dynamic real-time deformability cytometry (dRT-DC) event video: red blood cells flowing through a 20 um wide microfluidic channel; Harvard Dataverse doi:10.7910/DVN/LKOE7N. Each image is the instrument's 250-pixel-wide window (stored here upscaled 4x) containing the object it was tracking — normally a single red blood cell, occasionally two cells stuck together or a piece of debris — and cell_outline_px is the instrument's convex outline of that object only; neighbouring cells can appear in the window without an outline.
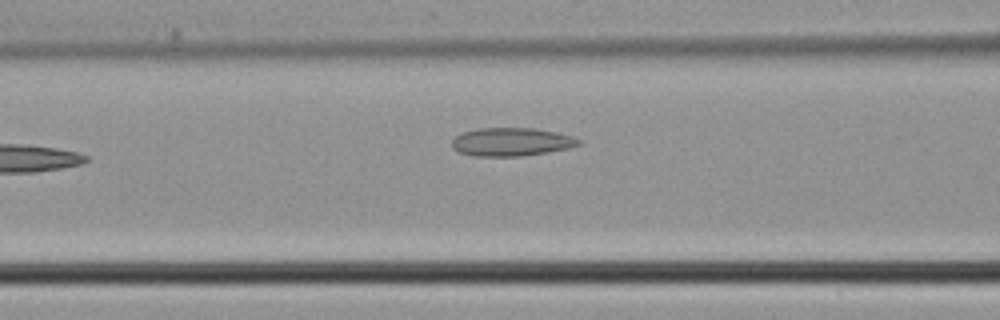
{"species": "common noctule bat (a hibernating species)", "species_latin": "Nyctalus noctula", "temperature_condition": "cold", "stored_images_in_passage": 5, "camera_frame_rate_fps": 3000, "um_per_image_px": 0.085, "animal": {"sex": "male", "body_mass_g": 21.5, "forearm_length_mm": 52.0}, "frame": {"image": 1, "passage_image": 5, "time_ms": 1.333, "image_size_px": [1000, 320], "cell_outline_px": [[584, 140], [580, 144], [568, 148], [520, 156], [472, 156], [456, 152], [452, 148], [452, 140], [456, 136], [464, 132], [480, 128], [536, 128], [556, 132], [572, 136]], "centroid_in_image_um": [43.45, 12.06], "position_along_channel_um": 123.1, "area_um2": 20.92}}